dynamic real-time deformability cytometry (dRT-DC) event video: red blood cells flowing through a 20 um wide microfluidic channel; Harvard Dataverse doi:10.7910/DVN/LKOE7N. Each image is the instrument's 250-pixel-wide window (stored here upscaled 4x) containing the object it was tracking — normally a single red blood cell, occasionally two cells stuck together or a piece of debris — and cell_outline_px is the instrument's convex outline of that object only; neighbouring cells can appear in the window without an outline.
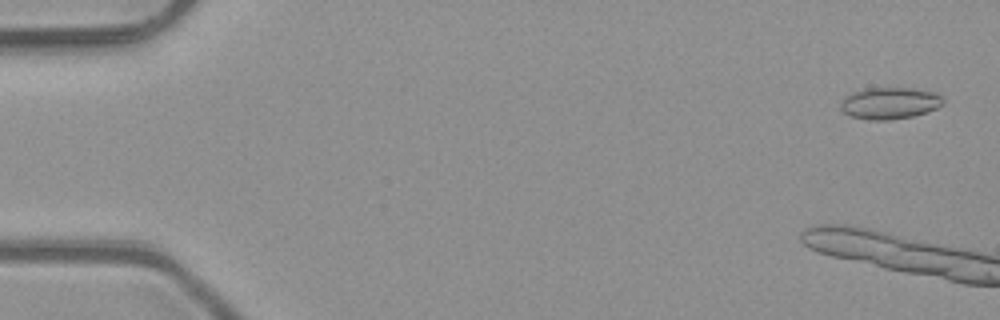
{"species": "common noctule bat (a hibernating species)", "species_latin": "Nyctalus noctula", "temperature_condition": "room temperature", "stored_images_in_passage": 5, "camera_frame_rate_fps": 3000, "um_per_image_px": 0.085, "animal": {"sex": "male", "body_mass_g": 23.1, "forearm_length_mm": 52.7}, "frame": {"image": 1, "passage_image": 2, "time_ms": 0.333, "image_size_px": [1000, 320], "cell_outline_px": [[944, 104], [928, 112], [912, 116], [888, 120], [868, 120], [852, 116], [844, 112], [840, 108], [840, 104], [852, 92], [868, 88], [916, 88], [936, 92], [944, 100]], "centroid_in_image_um": [75.67, 8.77], "position_along_channel_um": 9.3, "area_um2": 18.9}}